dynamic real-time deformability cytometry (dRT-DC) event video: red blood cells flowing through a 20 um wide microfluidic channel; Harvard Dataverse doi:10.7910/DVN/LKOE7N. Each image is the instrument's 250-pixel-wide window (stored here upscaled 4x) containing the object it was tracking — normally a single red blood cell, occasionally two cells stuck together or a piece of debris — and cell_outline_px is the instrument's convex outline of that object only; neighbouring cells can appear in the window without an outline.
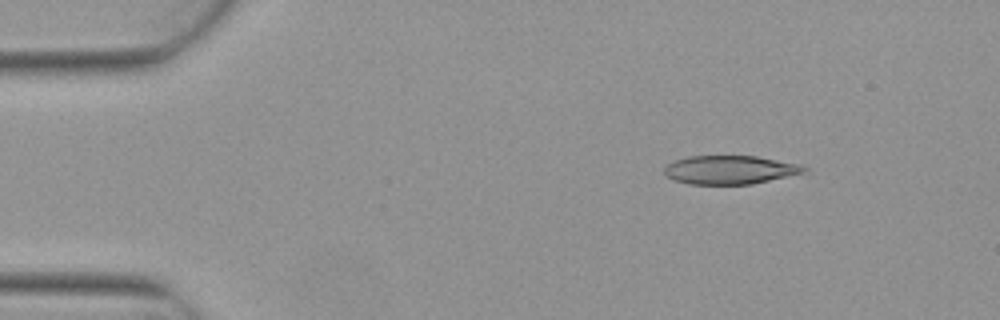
{"species": "Egyptian fruit bat (a non-hibernating species)", "species_latin": "Rousettus aegyptiacus", "temperature_condition": "warm", "stored_images_in_passage": 3, "camera_frame_rate_fps": 3000, "um_per_image_px": 0.085, "animal": {"sex": "female"}, "frame": {"image": 1, "passage_image": 1, "time_ms": 0.0, "image_size_px": [1000, 320], "cell_outline_px": [[808, 168], [804, 172], [752, 184], [688, 184], [672, 180], [664, 172], [664, 168], [668, 164], [676, 160], [688, 156], [756, 156], [796, 164]], "centroid_in_image_um": [61.98, 14.44], "position_along_channel_um": 23.0, "area_um2": 22.95}}